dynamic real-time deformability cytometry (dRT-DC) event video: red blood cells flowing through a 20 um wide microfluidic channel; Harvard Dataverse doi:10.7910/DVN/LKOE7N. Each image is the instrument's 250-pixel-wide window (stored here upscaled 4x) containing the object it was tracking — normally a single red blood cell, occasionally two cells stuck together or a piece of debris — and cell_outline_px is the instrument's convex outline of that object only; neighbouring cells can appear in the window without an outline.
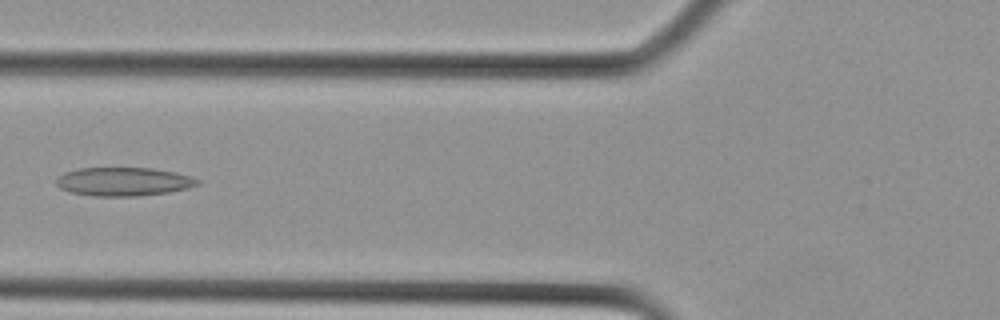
{"species": "Egyptian fruit bat (a non-hibernating species)", "species_latin": "Rousettus aegyptiacus", "temperature_condition": "cold", "stored_images_in_passage": 6, "camera_frame_rate_fps": 3000, "um_per_image_px": 0.085, "animal": {"sex": "female"}, "frame": {"image": 1, "passage_image": 5, "time_ms": 1.333, "image_size_px": [1000, 320], "cell_outline_px": [[200, 184], [188, 188], [168, 192], [140, 196], [92, 196], [72, 192], [60, 188], [56, 184], [56, 176], [64, 172], [80, 168], [152, 168], [176, 172], [192, 176], [200, 180]], "centroid_in_image_um": [10.51, 15.43], "position_along_channel_um": 115.3, "area_um2": 23.7}}